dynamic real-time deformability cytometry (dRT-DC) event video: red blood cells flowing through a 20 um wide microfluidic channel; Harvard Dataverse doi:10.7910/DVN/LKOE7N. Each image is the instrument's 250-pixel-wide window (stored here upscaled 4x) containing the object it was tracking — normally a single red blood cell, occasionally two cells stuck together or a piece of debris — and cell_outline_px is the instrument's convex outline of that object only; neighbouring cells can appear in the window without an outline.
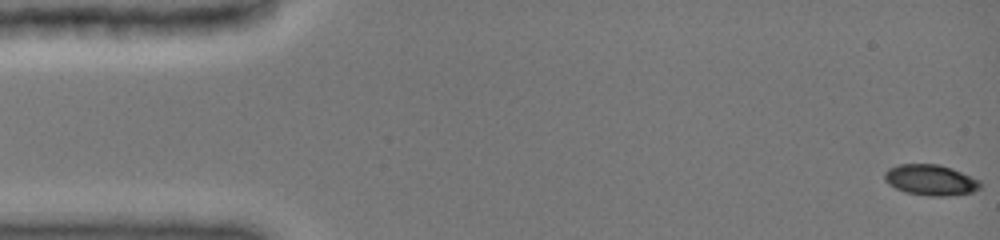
{"species": "common noctule bat (a hibernating species)", "species_latin": "Nyctalus noctula", "temperature_condition": "cold", "stored_images_in_passage": 10, "camera_frame_rate_fps": 3000, "um_per_image_px": 0.085, "animal": {"sex": "female", "body_mass_g": 19.0, "forearm_length_mm": 51.5}, "frame": {"image": 1, "passage_image": 1, "time_ms": 0.0, "image_size_px": [1000, 240], "cell_outline_px": [[980, 188], [972, 192], [944, 196], [928, 196], [904, 192], [888, 184], [884, 180], [884, 172], [888, 168], [900, 164], [940, 164], [952, 168], [980, 180]], "centroid_in_image_um": [79.07, 15.29], "position_along_channel_um": 5.9, "area_um2": 17.22}}
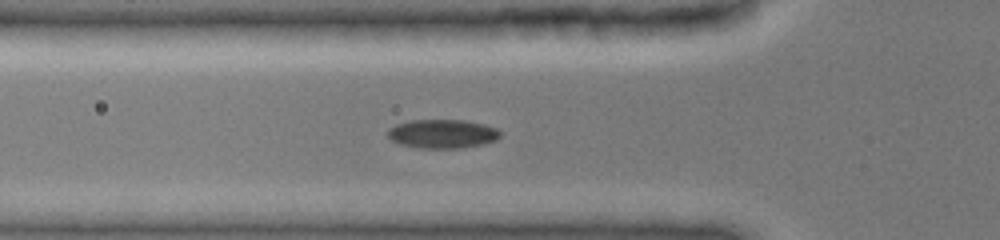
{"frame": {"image": 2, "passage_image": 7, "time_ms": 5.333, "image_size_px": [1000, 240], "cell_outline_px": [[500, 136], [496, 140], [480, 144], [460, 148], [420, 148], [400, 144], [392, 140], [388, 136], [388, 128], [396, 124], [408, 120], [464, 120], [484, 124], [496, 128], [500, 132]], "centroid_in_image_um": [37.58, 11.36], "position_along_channel_um": 88.2, "area_um2": 18.84}}
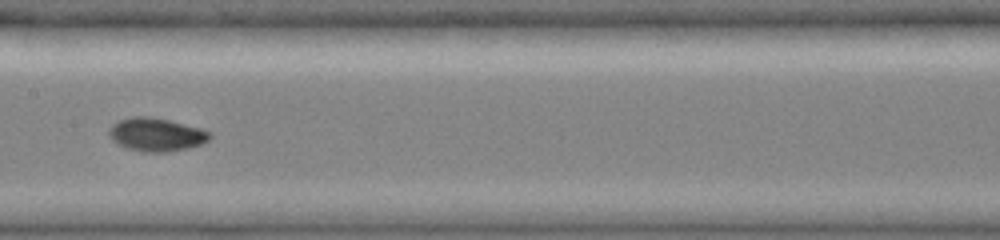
{"frame": {"image": 3, "passage_image": 10, "time_ms": 8.0, "image_size_px": [1000, 240], "cell_outline_px": [[212, 136], [208, 140], [200, 144], [188, 148], [168, 152], [144, 152], [128, 148], [112, 140], [108, 132], [108, 128], [112, 124], [120, 120], [132, 116], [152, 116], [200, 128], [212, 132]], "centroid_in_image_um": [13.28, 11.43], "position_along_channel_um": 194.1, "area_um2": 19.54}}